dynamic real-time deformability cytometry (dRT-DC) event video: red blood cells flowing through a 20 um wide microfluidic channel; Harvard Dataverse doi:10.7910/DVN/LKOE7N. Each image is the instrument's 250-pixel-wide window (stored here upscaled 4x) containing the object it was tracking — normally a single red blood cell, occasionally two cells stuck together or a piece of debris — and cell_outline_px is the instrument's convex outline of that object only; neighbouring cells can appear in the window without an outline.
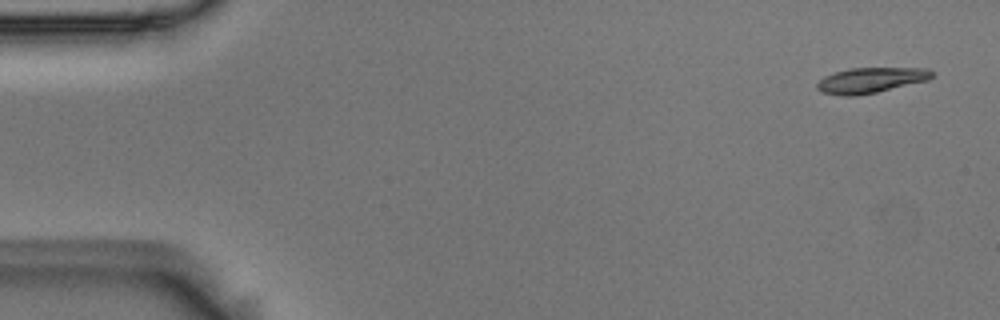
{"species": "Egyptian fruit bat (a non-hibernating species)", "species_latin": "Rousettus aegyptiacus", "temperature_condition": "room temperature", "stored_images_in_passage": 6, "camera_frame_rate_fps": 3000, "um_per_image_px": 0.085, "animal": {"sex": "male"}, "frame": {"image": 1, "passage_image": 1, "time_ms": 0.0, "image_size_px": [1000, 320], "cell_outline_px": [[932, 76], [928, 80], [876, 92], [856, 96], [844, 96], [824, 92], [816, 88], [816, 84], [824, 76], [848, 68], [928, 68], [932, 72]], "centroid_in_image_um": [74.0, 6.81], "position_along_channel_um": 11.0, "area_um2": 16.82}}
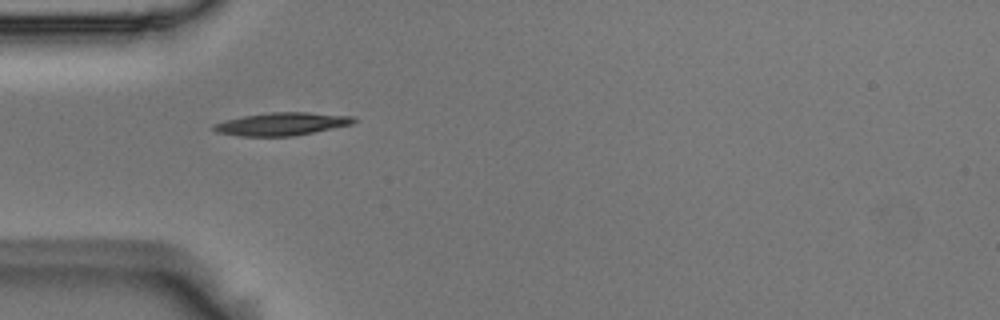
{"frame": {"image": 2, "passage_image": 5, "time_ms": 1.333, "image_size_px": [1000, 320], "cell_outline_px": [[356, 120], [352, 124], [292, 136], [240, 136], [216, 132], [212, 128], [212, 124], [224, 120], [244, 116], [272, 112], [308, 112], [352, 116]], "centroid_in_image_um": [23.9, 10.53], "position_along_channel_um": 61.1, "area_um2": 18.5}}
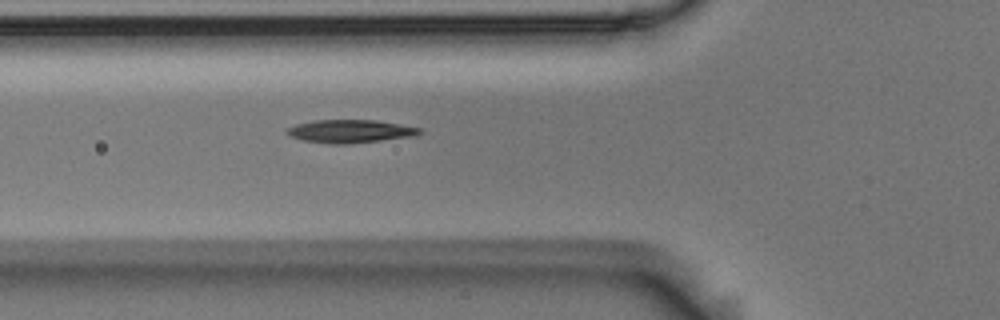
{"frame": {"image": 3, "passage_image": 6, "time_ms": 1.667, "image_size_px": [1000, 320], "cell_outline_px": [[424, 132], [412, 136], [348, 144], [328, 144], [300, 140], [288, 136], [284, 132], [288, 128], [296, 124], [312, 120], [376, 120], [400, 124], [420, 128]], "centroid_in_image_um": [29.7, 11.16], "position_along_channel_um": 96.1, "area_um2": 17.98}}